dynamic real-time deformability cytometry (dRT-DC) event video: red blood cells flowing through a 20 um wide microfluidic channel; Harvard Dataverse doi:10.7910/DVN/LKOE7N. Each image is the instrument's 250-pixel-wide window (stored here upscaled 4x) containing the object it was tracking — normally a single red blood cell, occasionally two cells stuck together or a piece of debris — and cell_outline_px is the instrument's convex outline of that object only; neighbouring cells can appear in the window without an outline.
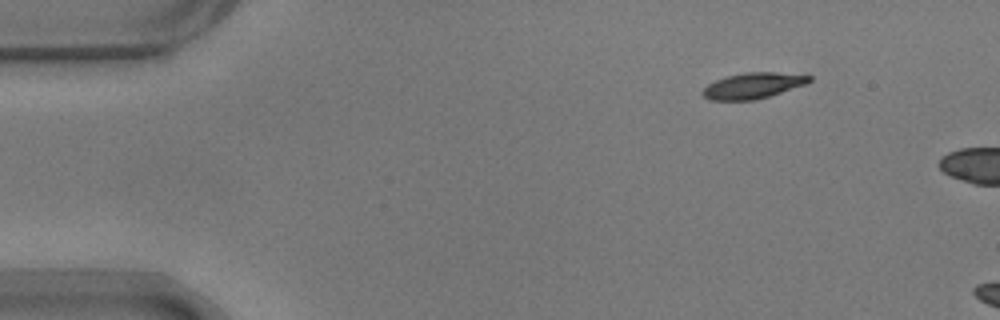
{"species": "common noctule bat (a hibernating species)", "species_latin": "Nyctalus noctula", "temperature_condition": "warm", "stored_images_in_passage": 5, "camera_frame_rate_fps": 3000, "um_per_image_px": 0.085, "animal": {"sex": "male", "body_mass_g": 17.9}, "frame": {"image": 1, "passage_image": 1, "time_ms": 0.0, "image_size_px": [1000, 320], "cell_outline_px": [[812, 80], [808, 84], [756, 100], [712, 100], [704, 96], [700, 92], [708, 84], [716, 80], [728, 76], [744, 72], [776, 72], [812, 76]], "centroid_in_image_um": [64.03, 7.28], "position_along_channel_um": 21.0, "area_um2": 16.07}}